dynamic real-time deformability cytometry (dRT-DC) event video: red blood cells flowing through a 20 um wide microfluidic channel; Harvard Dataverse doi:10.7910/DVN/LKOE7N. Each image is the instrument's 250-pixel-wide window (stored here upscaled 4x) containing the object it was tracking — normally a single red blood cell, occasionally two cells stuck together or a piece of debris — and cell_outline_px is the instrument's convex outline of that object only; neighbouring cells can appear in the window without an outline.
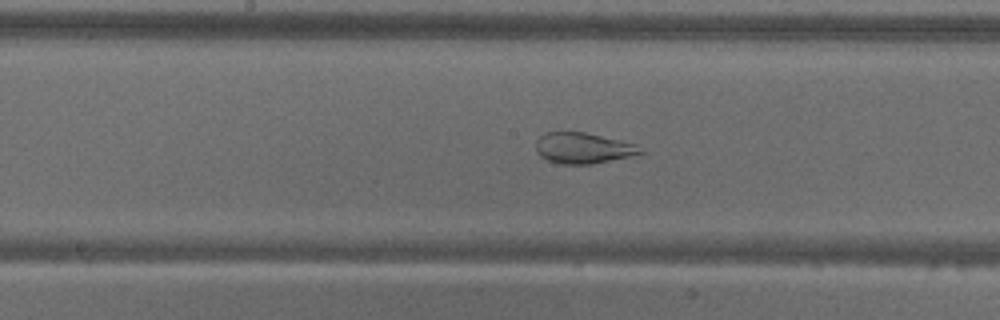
{"species": "common noctule bat (a hibernating species)", "species_latin": "Nyctalus noctula", "temperature_condition": "warm", "stored_images_in_passage": 28, "camera_frame_rate_fps": 3000, "um_per_image_px": 0.085, "animal": {"sex": "male", "body_mass_g": 18.8}, "frame": {"image": 1, "passage_image": 17, "time_ms": 5.333, "image_size_px": [1000, 320], "cell_outline_px": [[644, 152], [628, 156], [592, 164], [560, 164], [548, 160], [540, 156], [536, 152], [536, 140], [544, 132], [584, 132], [636, 144]], "centroid_in_image_um": [49.5, 12.58], "position_along_channel_um": 198.7, "area_um2": 18.55}}